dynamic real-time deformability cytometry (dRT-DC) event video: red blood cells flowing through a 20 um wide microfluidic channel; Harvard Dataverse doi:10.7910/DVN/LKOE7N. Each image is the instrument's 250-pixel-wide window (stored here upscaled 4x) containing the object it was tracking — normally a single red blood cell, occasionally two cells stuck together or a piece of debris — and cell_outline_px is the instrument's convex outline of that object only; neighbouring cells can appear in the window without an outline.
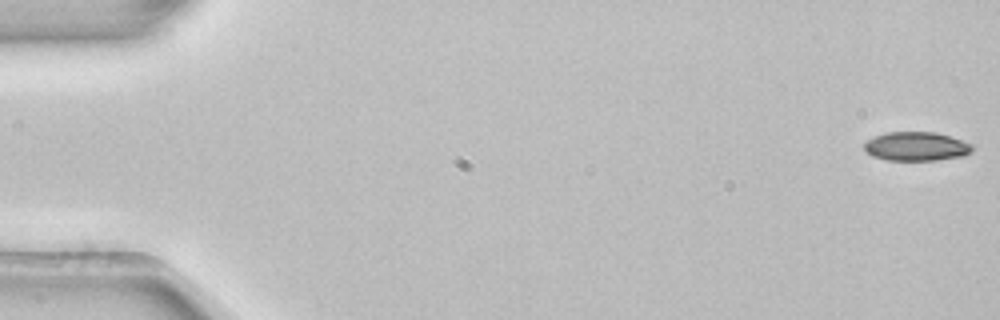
{"species": "common noctule bat (a hibernating species)", "species_latin": "Nyctalus noctula", "temperature_condition": "room temperature", "stored_images_in_passage": 5, "camera_frame_rate_fps": 3000, "um_per_image_px": 0.085, "animal": {"sex": "female", "body_mass_g": 22.7, "forearm_length_mm": 54.2}, "frame": {"image": 1, "passage_image": 1, "time_ms": 0.0, "image_size_px": [1000, 320], "cell_outline_px": [[972, 148], [964, 156], [936, 160], [884, 160], [872, 156], [864, 148], [864, 144], [868, 140], [876, 136], [888, 132], [936, 132], [972, 144]], "centroid_in_image_um": [77.86, 12.45], "position_along_channel_um": 7.1, "area_um2": 17.98}}
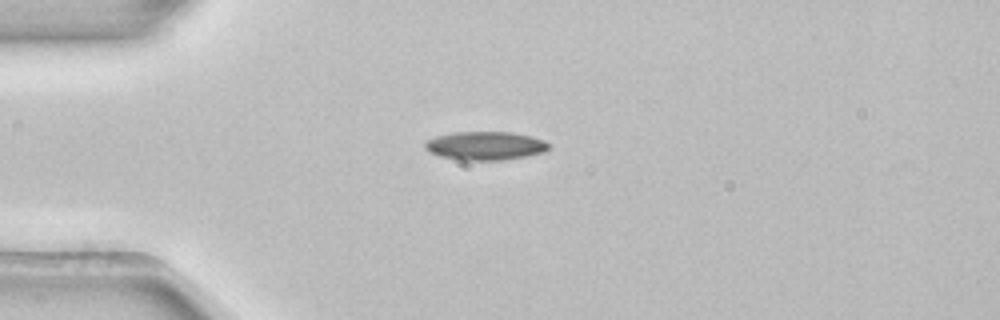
{"frame": {"image": 2, "passage_image": 4, "time_ms": 1.0, "image_size_px": [1000, 320], "cell_outline_px": [[548, 148], [544, 152], [528, 156], [504, 160], [460, 160], [440, 156], [424, 148], [424, 144], [428, 140], [436, 136], [456, 132], [512, 132], [532, 136], [544, 140], [548, 144]], "centroid_in_image_um": [41.27, 12.39], "position_along_channel_um": 43.7, "area_um2": 20.52}}